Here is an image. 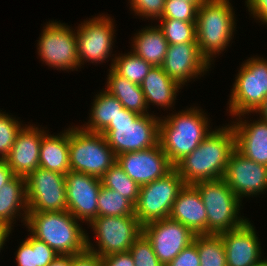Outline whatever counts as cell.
<instances>
[{
    "instance_id": "1",
    "label": "cell",
    "mask_w": 267,
    "mask_h": 266,
    "mask_svg": "<svg viewBox=\"0 0 267 266\" xmlns=\"http://www.w3.org/2000/svg\"><path fill=\"white\" fill-rule=\"evenodd\" d=\"M235 149V132L231 125L213 130L174 169L185 185L223 178L230 154Z\"/></svg>"
},
{
    "instance_id": "2",
    "label": "cell",
    "mask_w": 267,
    "mask_h": 266,
    "mask_svg": "<svg viewBox=\"0 0 267 266\" xmlns=\"http://www.w3.org/2000/svg\"><path fill=\"white\" fill-rule=\"evenodd\" d=\"M197 107L170 114L159 122V144L175 166L181 159L193 152L212 132L208 118Z\"/></svg>"
},
{
    "instance_id": "3",
    "label": "cell",
    "mask_w": 267,
    "mask_h": 266,
    "mask_svg": "<svg viewBox=\"0 0 267 266\" xmlns=\"http://www.w3.org/2000/svg\"><path fill=\"white\" fill-rule=\"evenodd\" d=\"M69 211L28 212L31 235L50 246L58 255H76L86 250V232Z\"/></svg>"
},
{
    "instance_id": "4",
    "label": "cell",
    "mask_w": 267,
    "mask_h": 266,
    "mask_svg": "<svg viewBox=\"0 0 267 266\" xmlns=\"http://www.w3.org/2000/svg\"><path fill=\"white\" fill-rule=\"evenodd\" d=\"M234 20L229 0H206L197 10L196 42L202 57L210 65L213 56L229 46L236 30Z\"/></svg>"
},
{
    "instance_id": "5",
    "label": "cell",
    "mask_w": 267,
    "mask_h": 266,
    "mask_svg": "<svg viewBox=\"0 0 267 266\" xmlns=\"http://www.w3.org/2000/svg\"><path fill=\"white\" fill-rule=\"evenodd\" d=\"M160 118L155 115H140L123 108L114 120L101 132L118 156L151 148L159 143Z\"/></svg>"
},
{
    "instance_id": "6",
    "label": "cell",
    "mask_w": 267,
    "mask_h": 266,
    "mask_svg": "<svg viewBox=\"0 0 267 266\" xmlns=\"http://www.w3.org/2000/svg\"><path fill=\"white\" fill-rule=\"evenodd\" d=\"M193 186L201 195L207 213V234L218 235L240 227L247 219L239 215L242 201L221 179L199 181Z\"/></svg>"
},
{
    "instance_id": "7",
    "label": "cell",
    "mask_w": 267,
    "mask_h": 266,
    "mask_svg": "<svg viewBox=\"0 0 267 266\" xmlns=\"http://www.w3.org/2000/svg\"><path fill=\"white\" fill-rule=\"evenodd\" d=\"M116 161L103 134L69 127L70 170L101 178Z\"/></svg>"
},
{
    "instance_id": "8",
    "label": "cell",
    "mask_w": 267,
    "mask_h": 266,
    "mask_svg": "<svg viewBox=\"0 0 267 266\" xmlns=\"http://www.w3.org/2000/svg\"><path fill=\"white\" fill-rule=\"evenodd\" d=\"M235 78L228 102L229 113L235 117L255 113L267 96V60L261 57L247 59Z\"/></svg>"
},
{
    "instance_id": "9",
    "label": "cell",
    "mask_w": 267,
    "mask_h": 266,
    "mask_svg": "<svg viewBox=\"0 0 267 266\" xmlns=\"http://www.w3.org/2000/svg\"><path fill=\"white\" fill-rule=\"evenodd\" d=\"M89 225L94 231L98 248H94L86 233V250L100 257L128 252L142 234V225L135 216H99Z\"/></svg>"
},
{
    "instance_id": "10",
    "label": "cell",
    "mask_w": 267,
    "mask_h": 266,
    "mask_svg": "<svg viewBox=\"0 0 267 266\" xmlns=\"http://www.w3.org/2000/svg\"><path fill=\"white\" fill-rule=\"evenodd\" d=\"M182 177L173 169L166 176L140 186L135 204V217L143 226L168 218L179 191L184 187Z\"/></svg>"
},
{
    "instance_id": "11",
    "label": "cell",
    "mask_w": 267,
    "mask_h": 266,
    "mask_svg": "<svg viewBox=\"0 0 267 266\" xmlns=\"http://www.w3.org/2000/svg\"><path fill=\"white\" fill-rule=\"evenodd\" d=\"M43 28L37 43L43 63L57 70H77L80 64L75 30L59 21H49Z\"/></svg>"
},
{
    "instance_id": "12",
    "label": "cell",
    "mask_w": 267,
    "mask_h": 266,
    "mask_svg": "<svg viewBox=\"0 0 267 266\" xmlns=\"http://www.w3.org/2000/svg\"><path fill=\"white\" fill-rule=\"evenodd\" d=\"M28 212L67 210L65 175L38 167L26 178Z\"/></svg>"
},
{
    "instance_id": "13",
    "label": "cell",
    "mask_w": 267,
    "mask_h": 266,
    "mask_svg": "<svg viewBox=\"0 0 267 266\" xmlns=\"http://www.w3.org/2000/svg\"><path fill=\"white\" fill-rule=\"evenodd\" d=\"M110 18V16L99 15L89 18L78 26L75 33L80 67L84 61L97 64L112 55L115 25Z\"/></svg>"
},
{
    "instance_id": "14",
    "label": "cell",
    "mask_w": 267,
    "mask_h": 266,
    "mask_svg": "<svg viewBox=\"0 0 267 266\" xmlns=\"http://www.w3.org/2000/svg\"><path fill=\"white\" fill-rule=\"evenodd\" d=\"M142 233L151 242L159 261L165 266L193 243L195 234L171 218H163L142 226Z\"/></svg>"
},
{
    "instance_id": "15",
    "label": "cell",
    "mask_w": 267,
    "mask_h": 266,
    "mask_svg": "<svg viewBox=\"0 0 267 266\" xmlns=\"http://www.w3.org/2000/svg\"><path fill=\"white\" fill-rule=\"evenodd\" d=\"M223 179L242 201L243 197L267 191V166L248 159L235 148L230 154Z\"/></svg>"
},
{
    "instance_id": "16",
    "label": "cell",
    "mask_w": 267,
    "mask_h": 266,
    "mask_svg": "<svg viewBox=\"0 0 267 266\" xmlns=\"http://www.w3.org/2000/svg\"><path fill=\"white\" fill-rule=\"evenodd\" d=\"M67 211L77 220L90 223L98 217L101 179L70 170L65 175Z\"/></svg>"
},
{
    "instance_id": "17",
    "label": "cell",
    "mask_w": 267,
    "mask_h": 266,
    "mask_svg": "<svg viewBox=\"0 0 267 266\" xmlns=\"http://www.w3.org/2000/svg\"><path fill=\"white\" fill-rule=\"evenodd\" d=\"M116 162L139 186L160 179L174 169L159 143L145 150L121 153Z\"/></svg>"
},
{
    "instance_id": "18",
    "label": "cell",
    "mask_w": 267,
    "mask_h": 266,
    "mask_svg": "<svg viewBox=\"0 0 267 266\" xmlns=\"http://www.w3.org/2000/svg\"><path fill=\"white\" fill-rule=\"evenodd\" d=\"M180 86L190 79L204 75L210 64L202 57L197 42L169 45L161 66Z\"/></svg>"
},
{
    "instance_id": "19",
    "label": "cell",
    "mask_w": 267,
    "mask_h": 266,
    "mask_svg": "<svg viewBox=\"0 0 267 266\" xmlns=\"http://www.w3.org/2000/svg\"><path fill=\"white\" fill-rule=\"evenodd\" d=\"M44 129L25 125L17 134L11 151L4 158L16 176L27 178L39 167V154Z\"/></svg>"
},
{
    "instance_id": "20",
    "label": "cell",
    "mask_w": 267,
    "mask_h": 266,
    "mask_svg": "<svg viewBox=\"0 0 267 266\" xmlns=\"http://www.w3.org/2000/svg\"><path fill=\"white\" fill-rule=\"evenodd\" d=\"M218 235L225 247L227 266H253L261 259L260 242L249 220Z\"/></svg>"
},
{
    "instance_id": "21",
    "label": "cell",
    "mask_w": 267,
    "mask_h": 266,
    "mask_svg": "<svg viewBox=\"0 0 267 266\" xmlns=\"http://www.w3.org/2000/svg\"><path fill=\"white\" fill-rule=\"evenodd\" d=\"M169 218L188 227L195 235L207 234V213L198 190L184 185L172 205Z\"/></svg>"
},
{
    "instance_id": "22",
    "label": "cell",
    "mask_w": 267,
    "mask_h": 266,
    "mask_svg": "<svg viewBox=\"0 0 267 266\" xmlns=\"http://www.w3.org/2000/svg\"><path fill=\"white\" fill-rule=\"evenodd\" d=\"M231 124L235 132V148L248 159L267 166V123L260 118L255 122L242 120Z\"/></svg>"
},
{
    "instance_id": "23",
    "label": "cell",
    "mask_w": 267,
    "mask_h": 266,
    "mask_svg": "<svg viewBox=\"0 0 267 266\" xmlns=\"http://www.w3.org/2000/svg\"><path fill=\"white\" fill-rule=\"evenodd\" d=\"M147 107L152 103L158 107L169 108L175 102L181 86L172 80L161 66H152L140 84Z\"/></svg>"
},
{
    "instance_id": "24",
    "label": "cell",
    "mask_w": 267,
    "mask_h": 266,
    "mask_svg": "<svg viewBox=\"0 0 267 266\" xmlns=\"http://www.w3.org/2000/svg\"><path fill=\"white\" fill-rule=\"evenodd\" d=\"M39 167L66 175L70 171L69 165V129L62 134L42 136Z\"/></svg>"
},
{
    "instance_id": "25",
    "label": "cell",
    "mask_w": 267,
    "mask_h": 266,
    "mask_svg": "<svg viewBox=\"0 0 267 266\" xmlns=\"http://www.w3.org/2000/svg\"><path fill=\"white\" fill-rule=\"evenodd\" d=\"M21 210L24 211L22 221L26 222L28 214L26 178L15 175L0 189V223L13 229L12 224L16 221V216L21 215Z\"/></svg>"
},
{
    "instance_id": "26",
    "label": "cell",
    "mask_w": 267,
    "mask_h": 266,
    "mask_svg": "<svg viewBox=\"0 0 267 266\" xmlns=\"http://www.w3.org/2000/svg\"><path fill=\"white\" fill-rule=\"evenodd\" d=\"M136 34L132 41V52L152 66H162L169 43L161 28L158 25L149 26Z\"/></svg>"
},
{
    "instance_id": "27",
    "label": "cell",
    "mask_w": 267,
    "mask_h": 266,
    "mask_svg": "<svg viewBox=\"0 0 267 266\" xmlns=\"http://www.w3.org/2000/svg\"><path fill=\"white\" fill-rule=\"evenodd\" d=\"M107 79V89L111 95L115 96L124 108L134 111L140 115L149 114L144 93L139 84L131 82L118 75L112 68L109 69Z\"/></svg>"
},
{
    "instance_id": "28",
    "label": "cell",
    "mask_w": 267,
    "mask_h": 266,
    "mask_svg": "<svg viewBox=\"0 0 267 266\" xmlns=\"http://www.w3.org/2000/svg\"><path fill=\"white\" fill-rule=\"evenodd\" d=\"M88 123L83 130L101 133L124 108L120 101L108 91H102L93 99ZM86 126V127H85Z\"/></svg>"
},
{
    "instance_id": "29",
    "label": "cell",
    "mask_w": 267,
    "mask_h": 266,
    "mask_svg": "<svg viewBox=\"0 0 267 266\" xmlns=\"http://www.w3.org/2000/svg\"><path fill=\"white\" fill-rule=\"evenodd\" d=\"M58 254L46 243L31 234L16 251L18 266H48Z\"/></svg>"
},
{
    "instance_id": "30",
    "label": "cell",
    "mask_w": 267,
    "mask_h": 266,
    "mask_svg": "<svg viewBox=\"0 0 267 266\" xmlns=\"http://www.w3.org/2000/svg\"><path fill=\"white\" fill-rule=\"evenodd\" d=\"M193 243L197 246L200 266H227L225 247L219 235H195Z\"/></svg>"
},
{
    "instance_id": "31",
    "label": "cell",
    "mask_w": 267,
    "mask_h": 266,
    "mask_svg": "<svg viewBox=\"0 0 267 266\" xmlns=\"http://www.w3.org/2000/svg\"><path fill=\"white\" fill-rule=\"evenodd\" d=\"M118 75L136 84H141L152 65L140 56L128 52L114 57L110 66Z\"/></svg>"
},
{
    "instance_id": "32",
    "label": "cell",
    "mask_w": 267,
    "mask_h": 266,
    "mask_svg": "<svg viewBox=\"0 0 267 266\" xmlns=\"http://www.w3.org/2000/svg\"><path fill=\"white\" fill-rule=\"evenodd\" d=\"M100 179L102 186L115 190L134 205L136 204L140 186L123 171V168L117 162Z\"/></svg>"
},
{
    "instance_id": "33",
    "label": "cell",
    "mask_w": 267,
    "mask_h": 266,
    "mask_svg": "<svg viewBox=\"0 0 267 266\" xmlns=\"http://www.w3.org/2000/svg\"><path fill=\"white\" fill-rule=\"evenodd\" d=\"M99 216H135V205L115 190L101 186L98 194Z\"/></svg>"
},
{
    "instance_id": "34",
    "label": "cell",
    "mask_w": 267,
    "mask_h": 266,
    "mask_svg": "<svg viewBox=\"0 0 267 266\" xmlns=\"http://www.w3.org/2000/svg\"><path fill=\"white\" fill-rule=\"evenodd\" d=\"M158 20L161 23L158 26L163 31L169 45L196 42V22H185L177 19Z\"/></svg>"
},
{
    "instance_id": "35",
    "label": "cell",
    "mask_w": 267,
    "mask_h": 266,
    "mask_svg": "<svg viewBox=\"0 0 267 266\" xmlns=\"http://www.w3.org/2000/svg\"><path fill=\"white\" fill-rule=\"evenodd\" d=\"M22 126L18 119L0 112V159H4L11 151Z\"/></svg>"
},
{
    "instance_id": "36",
    "label": "cell",
    "mask_w": 267,
    "mask_h": 266,
    "mask_svg": "<svg viewBox=\"0 0 267 266\" xmlns=\"http://www.w3.org/2000/svg\"><path fill=\"white\" fill-rule=\"evenodd\" d=\"M135 266H163L153 251L151 242L142 233L129 249Z\"/></svg>"
},
{
    "instance_id": "37",
    "label": "cell",
    "mask_w": 267,
    "mask_h": 266,
    "mask_svg": "<svg viewBox=\"0 0 267 266\" xmlns=\"http://www.w3.org/2000/svg\"><path fill=\"white\" fill-rule=\"evenodd\" d=\"M197 8L183 0H166L164 11L159 19H177L185 22H196Z\"/></svg>"
},
{
    "instance_id": "38",
    "label": "cell",
    "mask_w": 267,
    "mask_h": 266,
    "mask_svg": "<svg viewBox=\"0 0 267 266\" xmlns=\"http://www.w3.org/2000/svg\"><path fill=\"white\" fill-rule=\"evenodd\" d=\"M130 8L142 18L159 19L164 11L166 0H129Z\"/></svg>"
},
{
    "instance_id": "39",
    "label": "cell",
    "mask_w": 267,
    "mask_h": 266,
    "mask_svg": "<svg viewBox=\"0 0 267 266\" xmlns=\"http://www.w3.org/2000/svg\"><path fill=\"white\" fill-rule=\"evenodd\" d=\"M165 266H200L197 246L194 243H191Z\"/></svg>"
},
{
    "instance_id": "40",
    "label": "cell",
    "mask_w": 267,
    "mask_h": 266,
    "mask_svg": "<svg viewBox=\"0 0 267 266\" xmlns=\"http://www.w3.org/2000/svg\"><path fill=\"white\" fill-rule=\"evenodd\" d=\"M71 266H103L100 256L85 250L83 253L72 255Z\"/></svg>"
},
{
    "instance_id": "41",
    "label": "cell",
    "mask_w": 267,
    "mask_h": 266,
    "mask_svg": "<svg viewBox=\"0 0 267 266\" xmlns=\"http://www.w3.org/2000/svg\"><path fill=\"white\" fill-rule=\"evenodd\" d=\"M103 266H135L131 254L128 252L115 253L101 257Z\"/></svg>"
},
{
    "instance_id": "42",
    "label": "cell",
    "mask_w": 267,
    "mask_h": 266,
    "mask_svg": "<svg viewBox=\"0 0 267 266\" xmlns=\"http://www.w3.org/2000/svg\"><path fill=\"white\" fill-rule=\"evenodd\" d=\"M245 2L253 17L267 25V0H246Z\"/></svg>"
},
{
    "instance_id": "43",
    "label": "cell",
    "mask_w": 267,
    "mask_h": 266,
    "mask_svg": "<svg viewBox=\"0 0 267 266\" xmlns=\"http://www.w3.org/2000/svg\"><path fill=\"white\" fill-rule=\"evenodd\" d=\"M15 175L4 159H0V189Z\"/></svg>"
},
{
    "instance_id": "44",
    "label": "cell",
    "mask_w": 267,
    "mask_h": 266,
    "mask_svg": "<svg viewBox=\"0 0 267 266\" xmlns=\"http://www.w3.org/2000/svg\"><path fill=\"white\" fill-rule=\"evenodd\" d=\"M72 255H58L48 266H71Z\"/></svg>"
},
{
    "instance_id": "45",
    "label": "cell",
    "mask_w": 267,
    "mask_h": 266,
    "mask_svg": "<svg viewBox=\"0 0 267 266\" xmlns=\"http://www.w3.org/2000/svg\"><path fill=\"white\" fill-rule=\"evenodd\" d=\"M11 231L12 230L7 225L0 223V252L1 249H3V246L5 245L4 243L7 241V237L10 235Z\"/></svg>"
},
{
    "instance_id": "46",
    "label": "cell",
    "mask_w": 267,
    "mask_h": 266,
    "mask_svg": "<svg viewBox=\"0 0 267 266\" xmlns=\"http://www.w3.org/2000/svg\"><path fill=\"white\" fill-rule=\"evenodd\" d=\"M261 120L267 123V96L264 98L263 104L257 109Z\"/></svg>"
},
{
    "instance_id": "47",
    "label": "cell",
    "mask_w": 267,
    "mask_h": 266,
    "mask_svg": "<svg viewBox=\"0 0 267 266\" xmlns=\"http://www.w3.org/2000/svg\"><path fill=\"white\" fill-rule=\"evenodd\" d=\"M182 1V0H181ZM184 2H188V3H191L193 4L197 9H199L203 3L206 1V0H183Z\"/></svg>"
},
{
    "instance_id": "48",
    "label": "cell",
    "mask_w": 267,
    "mask_h": 266,
    "mask_svg": "<svg viewBox=\"0 0 267 266\" xmlns=\"http://www.w3.org/2000/svg\"><path fill=\"white\" fill-rule=\"evenodd\" d=\"M253 266H267V259L262 260V258Z\"/></svg>"
}]
</instances>
